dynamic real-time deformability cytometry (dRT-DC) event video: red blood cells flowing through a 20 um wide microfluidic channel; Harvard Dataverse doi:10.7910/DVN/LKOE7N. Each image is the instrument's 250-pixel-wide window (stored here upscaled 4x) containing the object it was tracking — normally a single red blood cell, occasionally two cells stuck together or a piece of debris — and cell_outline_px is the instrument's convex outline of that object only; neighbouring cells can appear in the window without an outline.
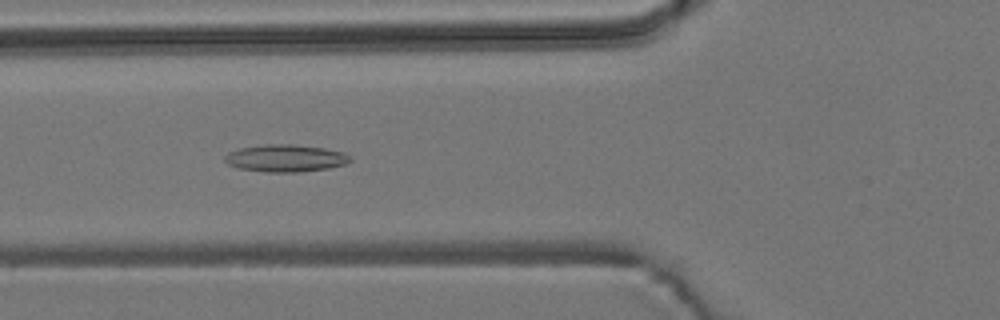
{"species": "common noctule bat (a hibernating species)", "species_latin": "Nyctalus noctula", "temperature_condition": "room temperature", "stored_images_in_passage": 56, "camera_frame_rate_fps": 3000, "um_per_image_px": 0.085, "animal": {"sex": "male", "body_mass_g": 19.2, "forearm_length_mm": 51.8}, "frame": {"image": 1, "passage_image": 21, "time_ms": 6.667, "image_size_px": [1000, 320], "cell_outline_px": [[352, 160], [348, 164], [328, 168], [300, 172], [268, 172], [240, 168], [228, 164], [224, 160], [224, 156], [228, 152], [240, 148], [260, 144], [292, 144], [324, 148], [344, 152], [352, 156]], "centroid_in_image_um": [24.3, 13.44], "position_along_channel_um": 101.5, "area_um2": 20.11}}
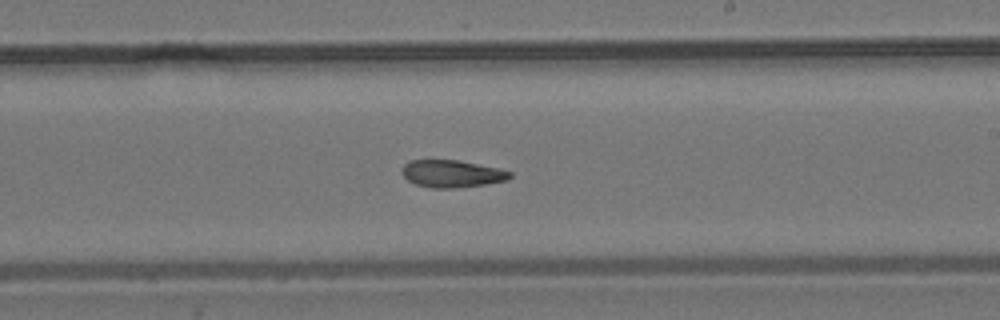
{"frame": {"image": 2, "passage_image": 33, "time_ms": 10.667, "image_size_px": [1000, 320], "cell_outline_px": [[512, 176], [508, 180], [484, 184], [452, 188], [432, 188], [416, 184], [408, 180], [400, 172], [404, 164], [408, 160], [460, 160], [500, 168], [512, 172]], "centroid_in_image_um": [38.41, 14.75], "position_along_channel_um": 250.6, "area_um2": 17.28}}
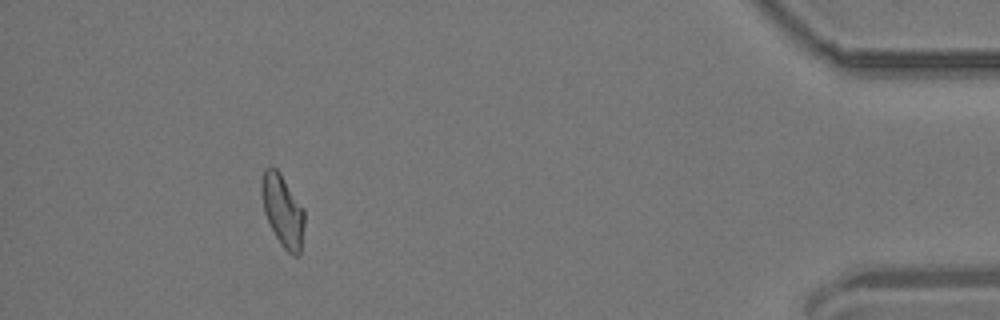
{"frame": {"image": 3, "passage_image": 51, "time_ms": 16.667, "image_size_px": [1000, 320], "cell_outline_px": [[304, 224], [300, 256], [292, 256], [280, 244], [264, 212], [260, 192], [260, 184], [264, 168], [276, 168], [280, 172], [304, 208]], "centroid_in_image_um": [24.03, 17.9], "position_along_channel_um": 411.2, "area_um2": 18.09}, "authors_computed_cell_mechanics": {"area_um2": 18.0336, "velocity_mm_per_s": 3.7256, "shape_relaxation_time_tau1_ms": null, "shape_relaxation_time_tau2_ms": 3.4137, "deformation_change_tau1": null, "deformation_change_tau2": 0.1055}}